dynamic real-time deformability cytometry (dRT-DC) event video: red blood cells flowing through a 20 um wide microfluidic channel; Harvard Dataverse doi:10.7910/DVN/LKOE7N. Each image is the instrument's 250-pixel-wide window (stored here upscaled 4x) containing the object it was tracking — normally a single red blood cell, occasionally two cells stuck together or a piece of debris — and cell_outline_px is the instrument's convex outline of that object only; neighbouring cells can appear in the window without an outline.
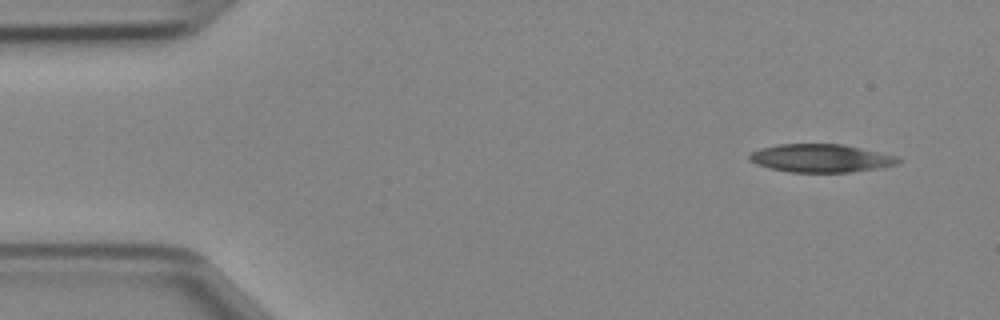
{"species": "Egyptian fruit bat (a non-hibernating species)", "species_latin": "Rousettus aegyptiacus", "temperature_condition": "cold", "stored_images_in_passage": 44, "camera_frame_rate_fps": 3000, "um_per_image_px": 0.085, "animal": {"sex": "female"}, "frame": {"image": 1, "passage_image": 1, "time_ms": 0.0, "image_size_px": [1000, 320], "cell_outline_px": [[900, 160], [896, 164], [884, 168], [848, 172], [792, 172], [768, 168], [756, 164], [748, 160], [748, 156], [752, 152], [760, 148], [780, 144], [844, 144], [896, 156]], "centroid_in_image_um": [69.76, 13.45], "position_along_channel_um": 15.2, "area_um2": 24.39}}
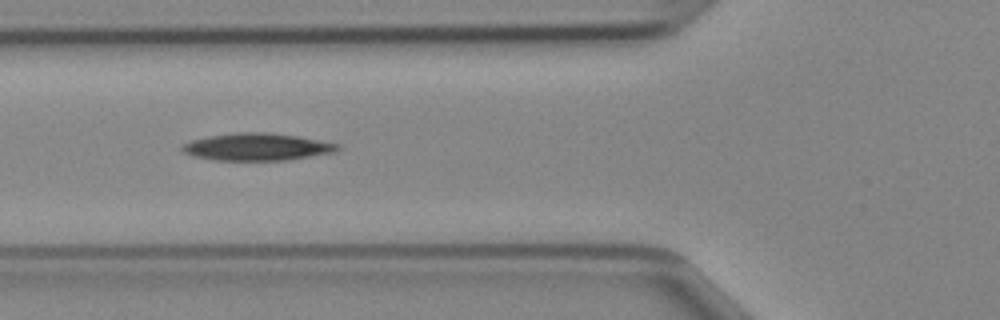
{"frame": {"image": 2, "passage_image": 14, "time_ms": 4.333, "image_size_px": [1000, 320], "cell_outline_px": [[340, 148], [336, 152], [288, 160], [212, 160], [192, 156], [184, 152], [180, 148], [184, 144], [192, 140], [208, 136], [236, 132], [264, 132], [300, 136], [340, 144]], "centroid_in_image_um": [21.87, 12.48], "position_along_channel_um": 103.9, "area_um2": 24.85}}
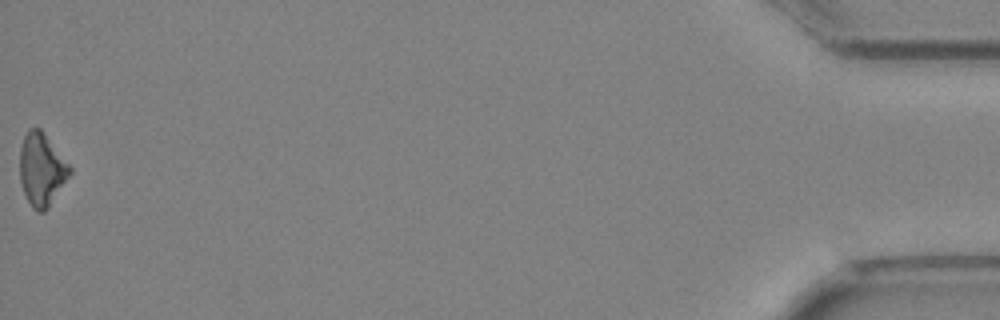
{"frame": {"image": 3, "passage_image": 44, "time_ms": 14.333, "image_size_px": [1000, 320], "cell_outline_px": [[72, 172], [48, 208], [44, 212], [36, 212], [32, 208], [24, 192], [20, 180], [20, 148], [24, 136], [28, 128], [40, 128], [72, 168]], "centroid_in_image_um": [3.54, 14.42], "position_along_channel_um": 431.7, "area_um2": 21.04}}